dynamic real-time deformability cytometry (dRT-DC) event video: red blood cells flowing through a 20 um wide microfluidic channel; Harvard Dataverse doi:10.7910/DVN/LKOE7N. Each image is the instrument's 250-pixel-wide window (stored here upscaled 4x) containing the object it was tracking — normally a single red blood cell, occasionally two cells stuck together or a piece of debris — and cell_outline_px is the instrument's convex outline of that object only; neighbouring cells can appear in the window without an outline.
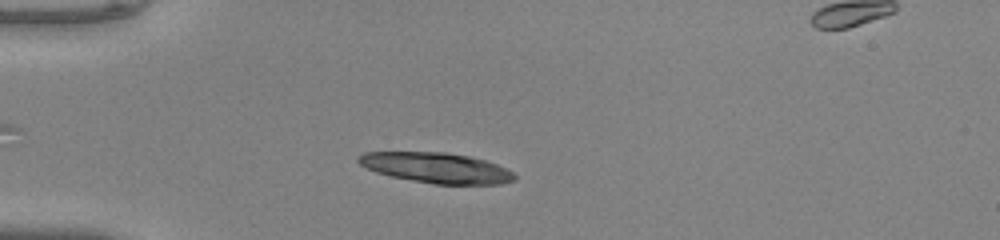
{"species": "common noctule bat (a hibernating species)", "species_latin": "Nyctalus noctula", "temperature_condition": "warm", "stored_images_in_passage": 42, "camera_frame_rate_fps": 3000, "um_per_image_px": 0.085, "animal": {"sex": "male", "body_mass_g": 20.0, "forearm_length_mm": 53.3}, "frame": {"image": 1, "passage_image": 9, "time_ms": 2.667, "image_size_px": [1000, 240], "cell_outline_px": [[516, 180], [500, 184], [432, 184], [392, 176], [376, 172], [360, 164], [356, 160], [364, 152], [444, 152], [468, 156], [484, 160], [496, 164], [512, 172], [516, 176]], "centroid_in_image_um": [37.1, 14.26], "position_along_channel_um": 47.9, "area_um2": 27.34}}